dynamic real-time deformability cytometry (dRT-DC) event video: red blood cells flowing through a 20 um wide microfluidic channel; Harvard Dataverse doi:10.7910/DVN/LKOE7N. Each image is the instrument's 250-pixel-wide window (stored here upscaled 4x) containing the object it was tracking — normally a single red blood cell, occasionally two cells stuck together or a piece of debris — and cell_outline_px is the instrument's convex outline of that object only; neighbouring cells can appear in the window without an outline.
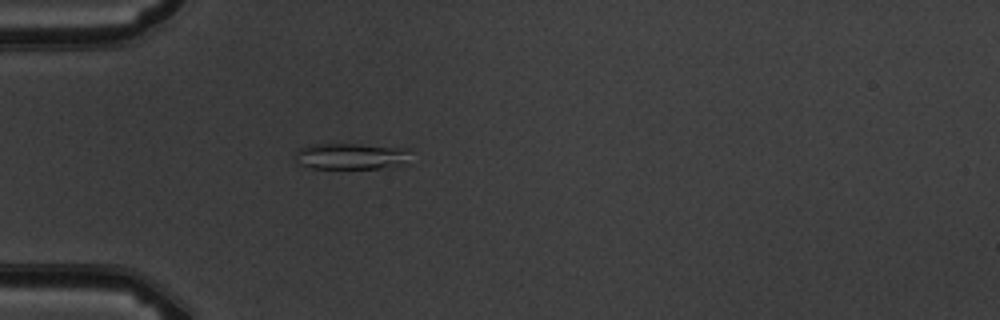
{"species": "common noctule bat (a hibernating species)", "species_latin": "Nyctalus noctula", "temperature_condition": "warm", "stored_images_in_passage": 1, "camera_frame_rate_fps": 3000, "um_per_image_px": 0.085, "animal": {"sex": "male", "body_mass_g": 19.5, "forearm_length_mm": 54.6}, "frame": {"image": 1, "passage_image": 1, "time_ms": 0.0, "image_size_px": [1000, 320], "cell_outline_px": [[412, 148], [396, 164], [380, 168], [312, 168], [300, 164], [296, 160], [296, 152], [300, 148], [312, 144], [360, 144]], "centroid_in_image_um": [29.72, 13.25], "position_along_channel_um": 55.3, "area_um2": 17.05}}